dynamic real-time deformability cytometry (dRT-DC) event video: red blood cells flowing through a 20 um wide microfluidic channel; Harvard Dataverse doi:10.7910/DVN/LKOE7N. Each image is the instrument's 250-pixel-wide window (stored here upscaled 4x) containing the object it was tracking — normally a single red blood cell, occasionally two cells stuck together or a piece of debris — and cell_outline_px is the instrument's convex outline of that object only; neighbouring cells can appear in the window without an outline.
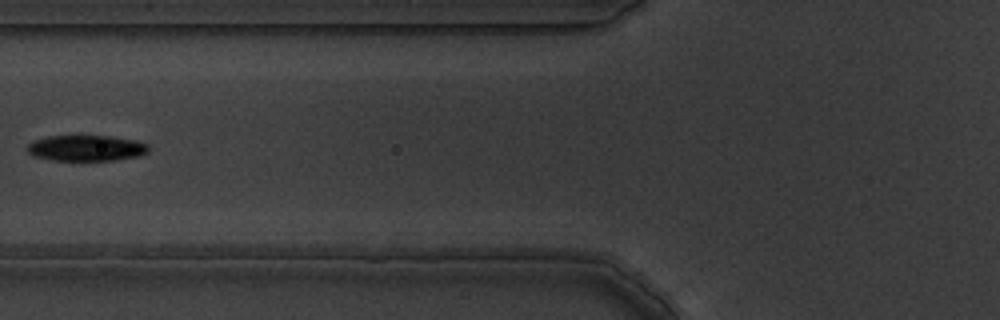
{"species": "common noctule bat (a hibernating species)", "species_latin": "Nyctalus noctula", "temperature_condition": "warm", "stored_images_in_passage": 6, "camera_frame_rate_fps": 3000, "um_per_image_px": 0.085, "animal": {"sex": "male", "body_mass_g": 19.5, "forearm_length_mm": 54.6}, "frame": {"image": 1, "passage_image": 6, "time_ms": 1.667, "image_size_px": [1000, 320], "cell_outline_px": [[148, 152], [140, 156], [112, 160], [52, 160], [32, 156], [28, 152], [28, 144], [32, 140], [44, 136], [112, 136], [136, 140], [148, 144]], "centroid_in_image_um": [7.31, 12.58], "position_along_channel_um": 118.5, "area_um2": 18.38}}